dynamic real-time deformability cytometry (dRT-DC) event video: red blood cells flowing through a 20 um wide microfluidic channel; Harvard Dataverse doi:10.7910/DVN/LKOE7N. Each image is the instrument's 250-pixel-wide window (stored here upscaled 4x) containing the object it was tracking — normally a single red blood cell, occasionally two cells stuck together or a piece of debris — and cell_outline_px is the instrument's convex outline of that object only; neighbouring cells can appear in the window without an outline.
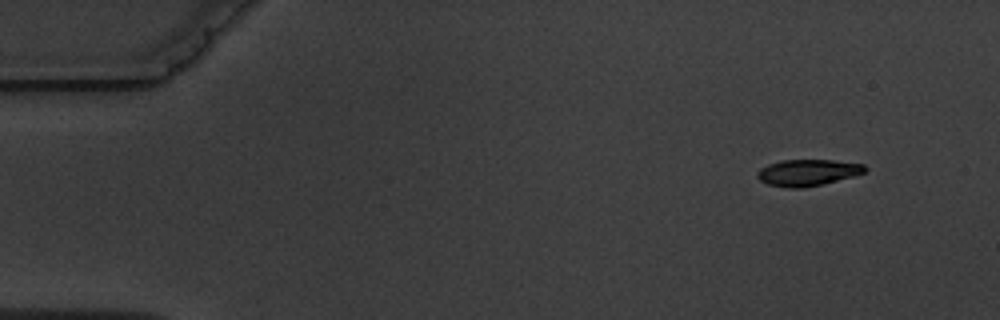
{"species": "common noctule bat (a hibernating species)", "species_latin": "Nyctalus noctula", "temperature_condition": "warm", "stored_images_in_passage": 13, "camera_frame_rate_fps": 3000, "um_per_image_px": 0.085, "animal": {"sex": "male", "body_mass_g": 19.5, "forearm_length_mm": 54.6}, "frame": {"image": 1, "passage_image": 1, "time_ms": 0.0, "image_size_px": [1000, 320], "cell_outline_px": [[868, 168], [864, 172], [856, 176], [804, 188], [788, 188], [768, 184], [760, 180], [756, 176], [756, 172], [760, 168], [768, 164], [780, 160], [832, 160], [864, 164]], "centroid_in_image_um": [68.65, 14.67], "position_along_channel_um": 16.4, "area_um2": 16.7}}
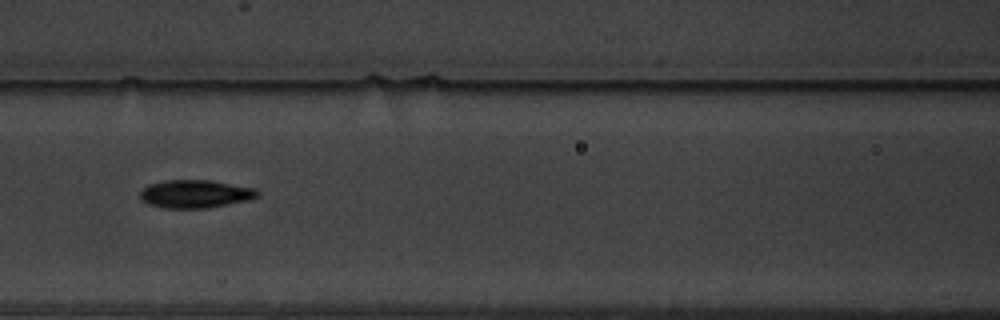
{"frame": {"image": 2, "passage_image": 6, "time_ms": 6.667, "image_size_px": [1000, 320], "cell_outline_px": [[260, 196], [248, 200], [204, 208], [164, 208], [148, 204], [140, 200], [140, 192], [148, 184], [164, 180], [212, 180], [256, 188], [260, 192]], "centroid_in_image_um": [16.6, 16.47], "position_along_channel_um": 150.0, "area_um2": 19.31}}
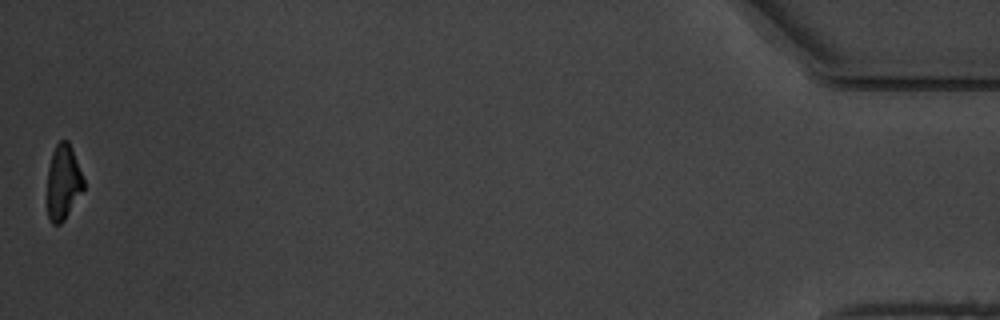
{"frame": {"image": 3, "passage_image": 13, "time_ms": 17.0, "image_size_px": [1000, 320], "cell_outline_px": [[84, 188], [64, 220], [60, 224], [52, 224], [48, 216], [48, 168], [52, 152], [56, 144], [60, 140], [68, 140], [72, 148], [84, 180]], "centroid_in_image_um": [5.37, 15.47], "position_along_channel_um": 429.8, "area_um2": 15.72}, "authors_computed_cell_mechanics": {"area_um2": 18.0914, "velocity_mm_per_s": 3.5957, "shape_relaxation_time_tau1_ms": 3.4832, "shape_relaxation_time_tau2_ms": null, "deformation_change_tau1": 0.1129, "deformation_change_tau2": null}}